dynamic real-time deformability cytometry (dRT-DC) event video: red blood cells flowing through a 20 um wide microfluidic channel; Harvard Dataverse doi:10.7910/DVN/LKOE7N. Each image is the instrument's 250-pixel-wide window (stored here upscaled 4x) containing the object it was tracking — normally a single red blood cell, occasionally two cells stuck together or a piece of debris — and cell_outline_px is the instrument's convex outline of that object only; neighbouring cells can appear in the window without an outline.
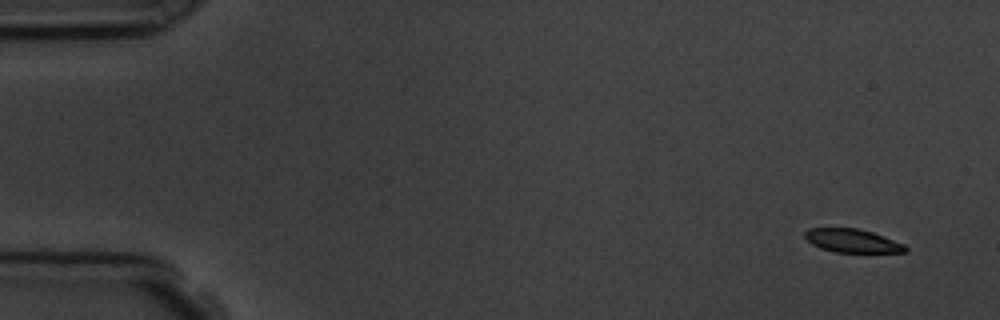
{"species": "common noctule bat (a hibernating species)", "species_latin": "Nyctalus noctula", "temperature_condition": "room temperature", "stored_images_in_passage": 5, "segment_of_instrument_passage": [1, 2], "camera_frame_rate_fps": 3000, "um_per_image_px": 0.085, "animal": {"sex": "male", "body_mass_g": 19.5, "forearm_length_mm": 54.6}, "frame": {"image": 1, "passage_image": 1, "time_ms": 0.0, "image_size_px": [1000, 320], "cell_outline_px": [[908, 252], [836, 252], [820, 248], [812, 244], [804, 236], [804, 232], [808, 228], [856, 228], [872, 232], [884, 236], [904, 244], [908, 248]], "centroid_in_image_um": [72.45, 20.46], "position_along_channel_um": 12.6, "area_um2": 13.7}}
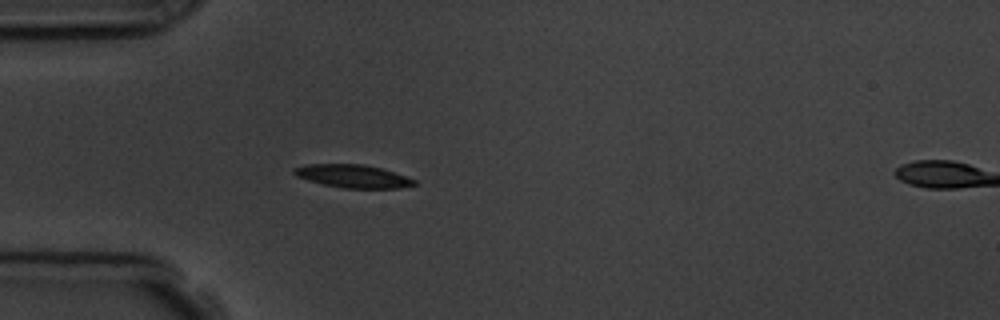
{"frame": {"image": 2, "passage_image": 4, "time_ms": 4.333, "image_size_px": [1000, 320], "cell_outline_px": [[416, 184], [400, 188], [344, 188], [324, 184], [308, 180], [296, 176], [292, 172], [292, 168], [304, 164], [364, 164], [380, 168], [416, 180]], "centroid_in_image_um": [29.94, 14.97], "position_along_channel_um": 55.1, "area_um2": 16.01}}